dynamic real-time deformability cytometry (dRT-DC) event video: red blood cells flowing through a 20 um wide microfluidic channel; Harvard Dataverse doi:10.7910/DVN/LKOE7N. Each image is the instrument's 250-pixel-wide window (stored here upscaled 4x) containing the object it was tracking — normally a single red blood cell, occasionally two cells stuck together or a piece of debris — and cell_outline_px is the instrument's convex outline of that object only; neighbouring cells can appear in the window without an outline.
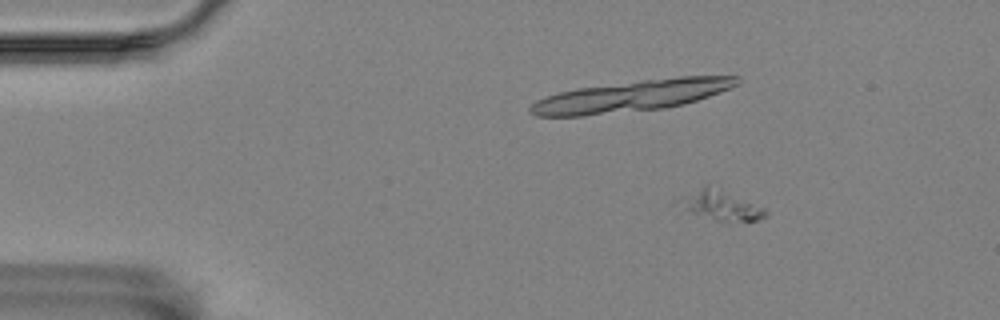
{"species": "Egyptian fruit bat (a non-hibernating species)", "species_latin": "Rousettus aegyptiacus", "temperature_condition": "room temperature", "stored_images_in_passage": 52, "camera_frame_rate_fps": 3000, "um_per_image_px": 0.085, "animal": {"sex": "female"}, "frame": {"image": 1, "passage_image": 4, "time_ms": 1.0, "image_size_px": [1000, 320], "cell_outline_px": [[768, 216], [756, 220], [716, 220], [680, 212], [672, 204], [672, 200], [704, 184], [708, 184], [720, 188], [764, 208], [768, 212]], "centroid_in_image_um": [61.02, 17.42], "position_along_channel_um": 24.0, "area_um2": 15.84}}
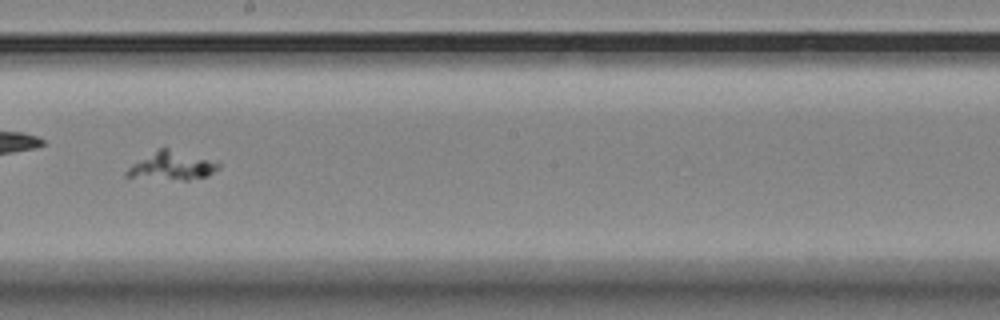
{"frame": {"image": 2, "passage_image": 28, "time_ms": 9.0, "image_size_px": [1000, 320], "cell_outline_px": [[220, 168], [208, 176], [188, 180], [184, 180], [124, 176], [124, 172], [132, 164], [160, 148], [168, 148], [220, 164]], "centroid_in_image_um": [14.59, 14.12], "position_along_channel_um": 233.6, "area_um2": 14.57}}
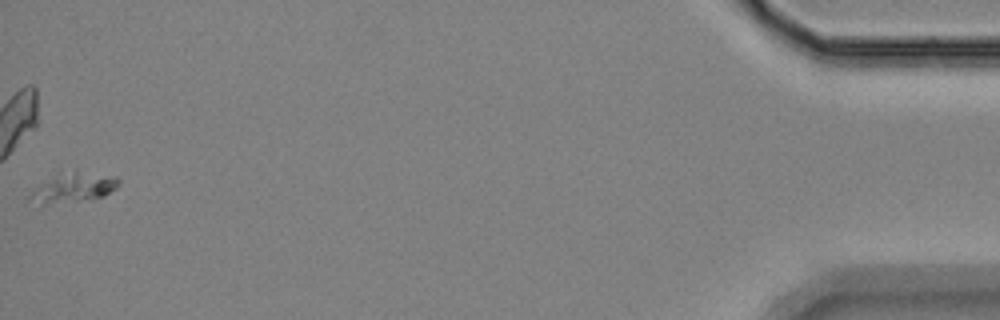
{"frame": {"image": 3, "passage_image": 52, "time_ms": 17.0, "image_size_px": [1000, 320], "cell_outline_px": [[120, 184], [116, 188], [104, 196], [44, 204], [40, 204], [28, 196], [36, 188], [76, 172], [116, 176], [120, 180]], "centroid_in_image_um": [6.4, 15.98], "position_along_channel_um": 428.8, "area_um2": 13.41}}